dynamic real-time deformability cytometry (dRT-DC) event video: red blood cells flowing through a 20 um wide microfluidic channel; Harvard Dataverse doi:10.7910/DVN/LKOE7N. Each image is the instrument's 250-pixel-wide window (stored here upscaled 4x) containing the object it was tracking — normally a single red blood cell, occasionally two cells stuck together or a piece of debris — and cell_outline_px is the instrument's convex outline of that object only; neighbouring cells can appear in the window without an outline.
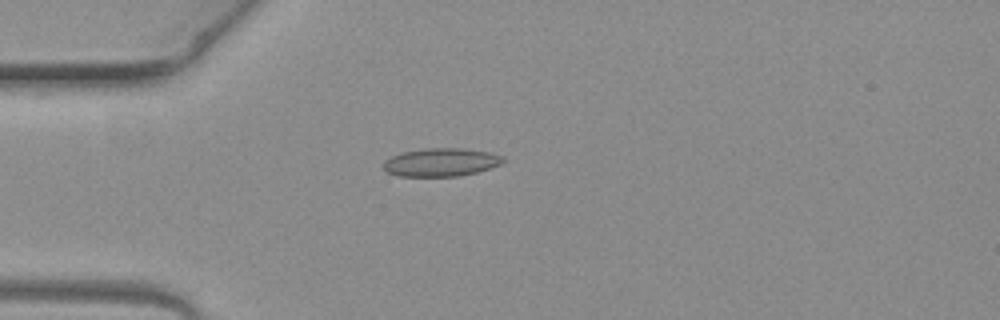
{"species": "common noctule bat (a hibernating species)", "species_latin": "Nyctalus noctula", "temperature_condition": "warm", "stored_images_in_passage": 4, "camera_frame_rate_fps": 3000, "um_per_image_px": 0.085, "animal": {"sex": "female", "body_mass_g": 19.3, "forearm_length_mm": 54.1}, "frame": {"image": 1, "passage_image": 4, "time_ms": 1.0, "image_size_px": [1000, 320], "cell_outline_px": [[504, 160], [500, 164], [476, 172], [456, 176], [396, 176], [384, 172], [384, 160], [400, 152], [424, 148], [464, 148], [492, 152], [504, 156]], "centroid_in_image_um": [37.45, 13.78], "position_along_channel_um": 47.5, "area_um2": 19.83}}